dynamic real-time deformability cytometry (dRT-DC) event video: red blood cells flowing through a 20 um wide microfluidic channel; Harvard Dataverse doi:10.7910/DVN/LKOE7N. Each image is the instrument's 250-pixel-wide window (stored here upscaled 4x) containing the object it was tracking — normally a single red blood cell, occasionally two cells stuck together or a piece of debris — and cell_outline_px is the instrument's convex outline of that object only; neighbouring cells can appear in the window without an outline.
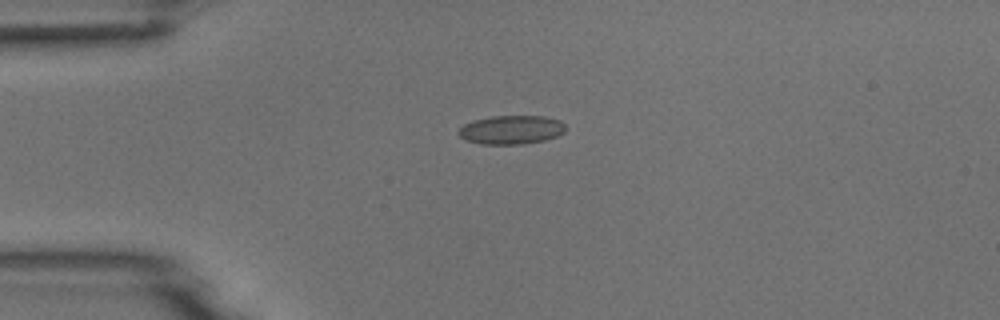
{"species": "common noctule bat (a hibernating species)", "species_latin": "Nyctalus noctula", "temperature_condition": "room temperature", "stored_images_in_passage": 6, "camera_frame_rate_fps": 3000, "um_per_image_px": 0.085, "animal": {"sex": "male", "body_mass_g": 18.8}, "frame": {"image": 1, "passage_image": 1, "time_ms": 0.0, "image_size_px": [1000, 320], "cell_outline_px": [[564, 132], [556, 136], [544, 140], [524, 144], [480, 144], [464, 140], [456, 132], [464, 124], [476, 120], [492, 116], [544, 116], [560, 120], [564, 124]], "centroid_in_image_um": [43.44, 11.04], "position_along_channel_um": 41.6, "area_um2": 17.92}}
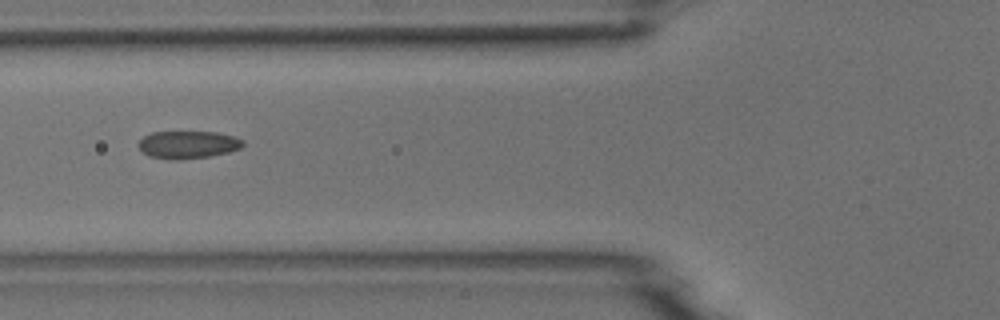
{"frame": {"image": 2, "passage_image": 3, "time_ms": 0.667, "image_size_px": [1000, 320], "cell_outline_px": [[244, 144], [240, 148], [228, 152], [208, 156], [180, 160], [168, 160], [148, 156], [136, 144], [144, 136], [152, 132], [216, 132], [232, 136], [244, 140]], "centroid_in_image_um": [15.94, 12.3], "position_along_channel_um": 109.9, "area_um2": 16.82}}